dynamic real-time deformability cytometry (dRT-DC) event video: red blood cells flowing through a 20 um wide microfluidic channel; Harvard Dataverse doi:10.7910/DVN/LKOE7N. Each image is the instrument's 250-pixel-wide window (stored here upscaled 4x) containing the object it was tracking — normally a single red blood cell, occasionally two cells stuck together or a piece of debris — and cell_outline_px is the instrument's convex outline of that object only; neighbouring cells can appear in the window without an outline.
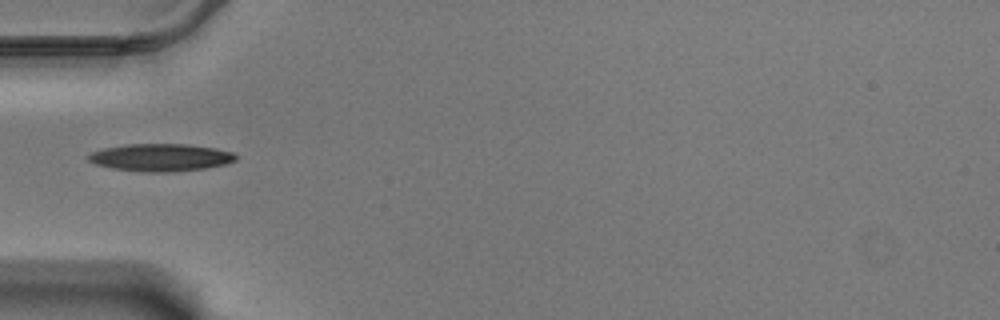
{"species": "Egyptian fruit bat (a non-hibernating species)", "species_latin": "Rousettus aegyptiacus", "temperature_condition": "warm", "stored_images_in_passage": 10, "camera_frame_rate_fps": 3000, "um_per_image_px": 0.085, "animal": {"sex": "male"}, "frame": {"image": 1, "passage_image": 1, "time_ms": 0.0, "image_size_px": [1000, 320], "cell_outline_px": [[240, 156], [236, 160], [224, 164], [204, 168], [176, 172], [140, 172], [112, 168], [96, 164], [88, 160], [88, 156], [92, 152], [104, 148], [128, 144], [188, 144], [216, 148], [232, 152]], "centroid_in_image_um": [13.69, 13.39], "position_along_channel_um": 71.3, "area_um2": 23.7}}
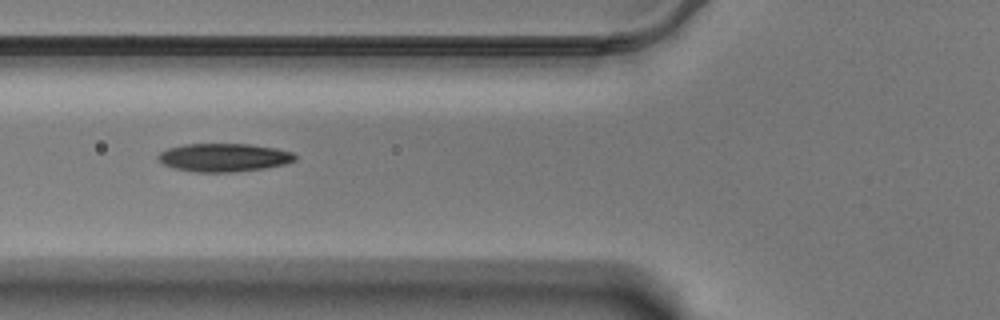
{"frame": {"image": 2, "passage_image": 4, "time_ms": 1.0, "image_size_px": [1000, 320], "cell_outline_px": [[296, 160], [284, 164], [264, 168], [236, 172], [192, 172], [172, 168], [156, 160], [156, 156], [160, 152], [168, 148], [184, 144], [252, 144], [276, 148], [292, 152], [296, 156]], "centroid_in_image_um": [18.99, 13.39], "position_along_channel_um": 106.8, "area_um2": 22.77}}
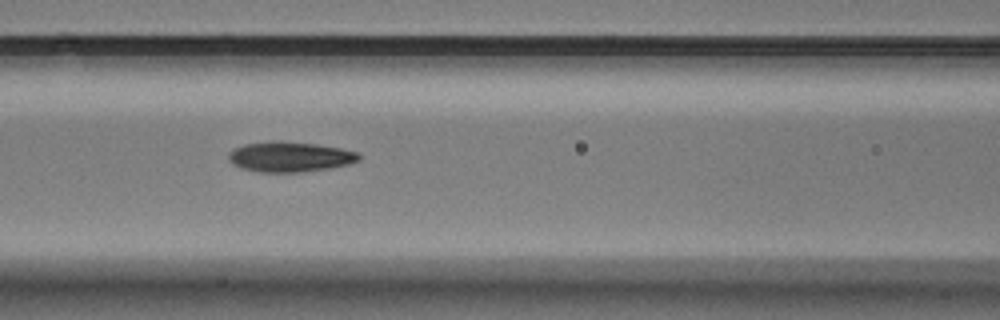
{"frame": {"image": 3, "passage_image": 7, "time_ms": 2.0, "image_size_px": [1000, 320], "cell_outline_px": [[360, 160], [348, 164], [328, 168], [300, 172], [260, 172], [240, 168], [232, 164], [228, 160], [228, 152], [232, 148], [244, 144], [272, 140], [280, 140], [316, 144], [340, 148], [356, 152], [360, 156]], "centroid_in_image_um": [24.57, 13.31], "position_along_channel_um": 142.0, "area_um2": 23.12}}